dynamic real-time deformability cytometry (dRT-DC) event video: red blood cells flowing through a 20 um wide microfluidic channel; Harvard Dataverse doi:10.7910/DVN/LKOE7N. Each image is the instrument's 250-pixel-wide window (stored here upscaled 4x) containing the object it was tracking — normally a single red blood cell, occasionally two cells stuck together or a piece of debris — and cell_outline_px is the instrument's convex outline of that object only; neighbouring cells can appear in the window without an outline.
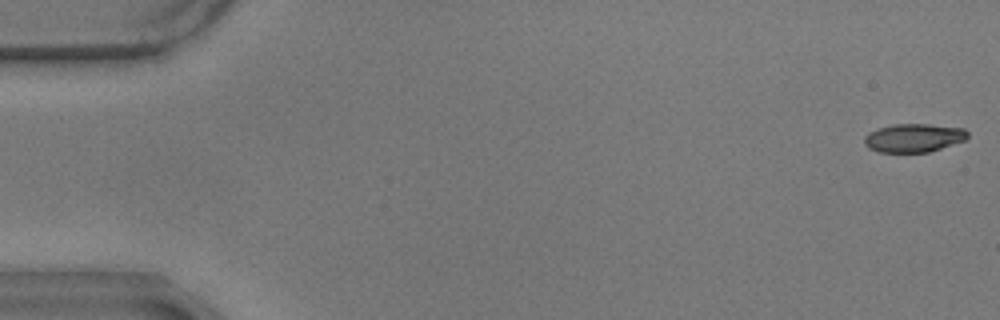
{"species": "common noctule bat (a hibernating species)", "species_latin": "Nyctalus noctula", "temperature_condition": "warm", "stored_images_in_passage": 7, "camera_frame_rate_fps": 3000, "um_per_image_px": 0.085, "animal": {"sex": "male", "body_mass_g": 17.9}, "frame": {"image": 1, "passage_image": 1, "time_ms": 0.0, "image_size_px": [1000, 320], "cell_outline_px": [[968, 136], [964, 140], [928, 152], [880, 152], [868, 148], [864, 144], [864, 136], [868, 132], [876, 128], [892, 124], [928, 124], [964, 128], [968, 132]], "centroid_in_image_um": [77.61, 11.71], "position_along_channel_um": 7.4, "area_um2": 17.17}}